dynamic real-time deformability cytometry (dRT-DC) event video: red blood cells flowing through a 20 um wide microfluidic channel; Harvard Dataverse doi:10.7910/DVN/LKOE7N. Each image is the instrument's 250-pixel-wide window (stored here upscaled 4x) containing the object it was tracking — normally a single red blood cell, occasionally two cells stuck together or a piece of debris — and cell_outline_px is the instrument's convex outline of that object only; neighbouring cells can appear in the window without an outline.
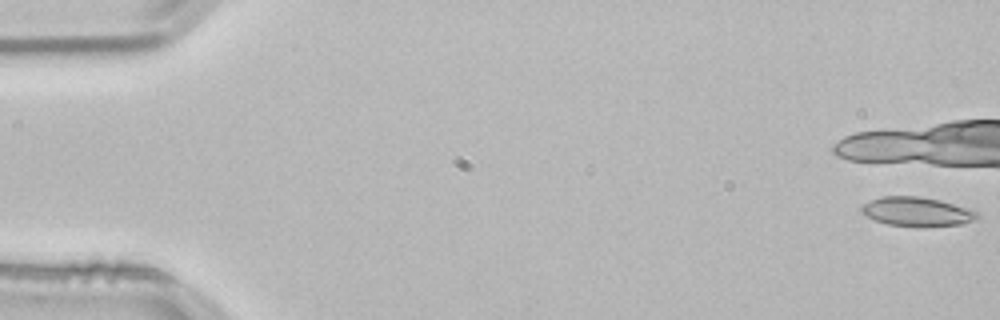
{"species": "common noctule bat (a hibernating species)", "species_latin": "Nyctalus noctula", "temperature_condition": "room temperature", "stored_images_in_passage": 9, "camera_frame_rate_fps": 3000, "um_per_image_px": 0.085, "animal": {"sex": "male", "body_mass_g": 21.5, "forearm_length_mm": 52.0}, "frame": {"image": 1, "passage_image": 1, "time_ms": 0.0, "image_size_px": [1000, 320], "cell_outline_px": [[980, 216], [964, 224], [924, 228], [888, 224], [864, 216], [860, 212], [860, 208], [864, 204], [872, 200], [884, 196], [920, 196], [940, 200], [976, 212]], "centroid_in_image_um": [77.9, 18.01], "position_along_channel_um": 7.1, "area_um2": 19.71}}